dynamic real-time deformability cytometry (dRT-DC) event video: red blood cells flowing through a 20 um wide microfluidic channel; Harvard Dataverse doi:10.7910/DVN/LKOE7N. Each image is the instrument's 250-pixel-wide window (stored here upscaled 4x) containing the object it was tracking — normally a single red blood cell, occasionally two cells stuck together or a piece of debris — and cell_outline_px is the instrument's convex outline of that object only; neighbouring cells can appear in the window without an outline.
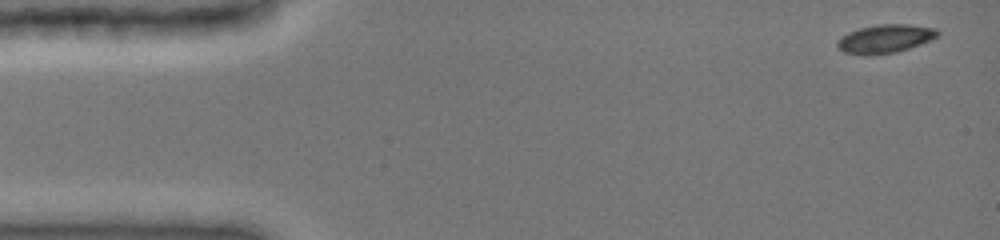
{"species": "common noctule bat (a hibernating species)", "species_latin": "Nyctalus noctula", "temperature_condition": "cold", "stored_images_in_passage": 16, "camera_frame_rate_fps": 3000, "um_per_image_px": 0.085, "animal": {"sex": "female", "body_mass_g": 19.0, "forearm_length_mm": 51.5}, "frame": {"image": 1, "passage_image": 1, "time_ms": 0.0, "image_size_px": [1000, 240], "cell_outline_px": [[940, 32], [932, 40], [896, 52], [844, 52], [836, 44], [836, 40], [848, 32], [860, 28], [876, 24], [908, 24], [936, 28]], "centroid_in_image_um": [75.29, 3.23], "position_along_channel_um": 9.7, "area_um2": 15.95}}
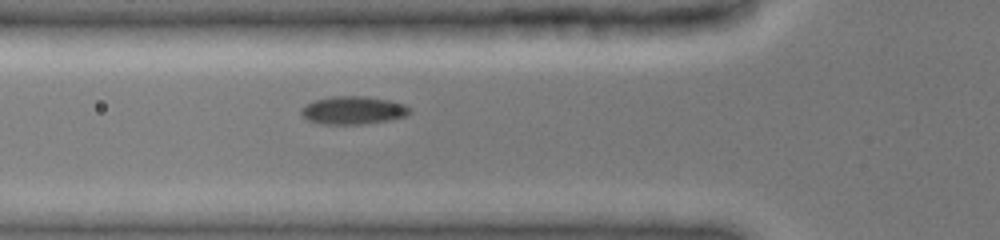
{"frame": {"image": 2, "passage_image": 10, "time_ms": 5.0, "image_size_px": [1000, 240], "cell_outline_px": [[412, 112], [408, 116], [388, 120], [360, 124], [320, 124], [308, 120], [300, 112], [300, 108], [312, 100], [332, 96], [364, 96], [388, 100], [404, 104], [412, 108]], "centroid_in_image_um": [30.02, 9.37], "position_along_channel_um": 95.8, "area_um2": 17.86}}
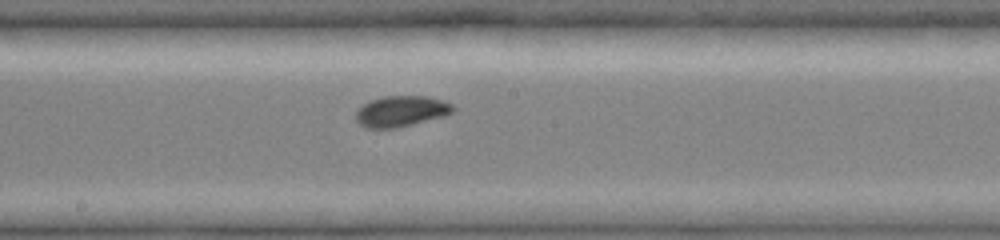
{"frame": {"image": 3, "passage_image": 16, "time_ms": 8.0, "image_size_px": [1000, 240], "cell_outline_px": [[456, 108], [448, 116], [396, 128], [368, 128], [360, 124], [356, 120], [356, 112], [364, 104], [372, 100], [384, 96], [428, 96], [452, 104]], "centroid_in_image_um": [34.15, 9.46], "position_along_channel_um": 214.1, "area_um2": 17.46}}